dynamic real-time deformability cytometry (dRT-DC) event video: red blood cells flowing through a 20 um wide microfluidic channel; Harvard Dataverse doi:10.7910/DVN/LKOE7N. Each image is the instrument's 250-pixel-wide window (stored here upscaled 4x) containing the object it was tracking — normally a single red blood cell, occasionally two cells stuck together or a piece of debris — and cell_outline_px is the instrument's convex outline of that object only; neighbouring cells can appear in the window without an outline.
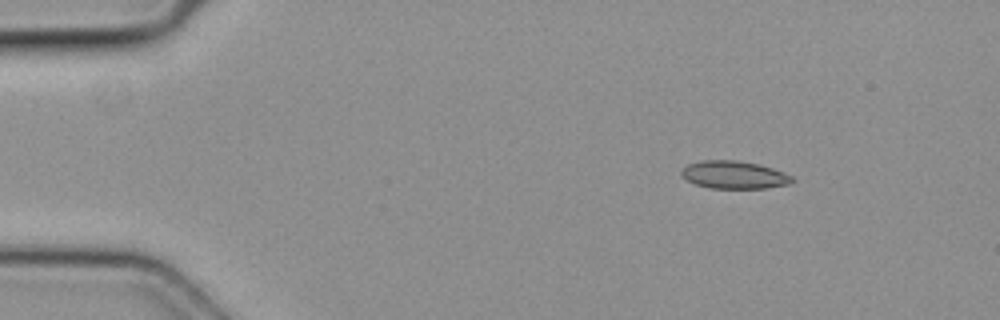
{"species": "common noctule bat (a hibernating species)", "species_latin": "Nyctalus noctula", "temperature_condition": "cold", "stored_images_in_passage": 3, "camera_frame_rate_fps": 3000, "um_per_image_px": 0.085, "animal": {"sex": "female", "body_mass_g": 19.3, "forearm_length_mm": 54.1}, "frame": {"image": 1, "passage_image": 1, "time_ms": 0.0, "image_size_px": [1000, 320], "cell_outline_px": [[796, 180], [792, 184], [764, 188], [712, 188], [696, 184], [680, 176], [680, 172], [688, 164], [700, 160], [736, 160], [756, 164], [772, 168], [784, 172], [792, 176]], "centroid_in_image_um": [62.42, 14.86], "position_along_channel_um": 22.6, "area_um2": 17.92}}